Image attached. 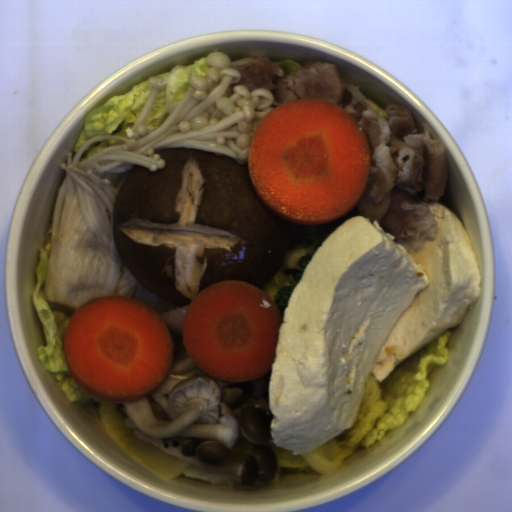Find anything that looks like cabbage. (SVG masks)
<instances>
[{"label": "cabbage", "mask_w": 512, "mask_h": 512, "mask_svg": "<svg viewBox=\"0 0 512 512\" xmlns=\"http://www.w3.org/2000/svg\"><path fill=\"white\" fill-rule=\"evenodd\" d=\"M152 87L148 79L133 84L127 94L113 95L103 105L89 111L83 120L73 148L74 159L86 141L95 135L127 137L126 129L133 128L148 100Z\"/></svg>", "instance_id": "31cb4dd1"}, {"label": "cabbage", "mask_w": 512, "mask_h": 512, "mask_svg": "<svg viewBox=\"0 0 512 512\" xmlns=\"http://www.w3.org/2000/svg\"><path fill=\"white\" fill-rule=\"evenodd\" d=\"M119 145H125V142H123L122 140H108V139H104L102 141H94V142H91L82 152V154L80 155L79 157V161L80 162H83L85 161L86 159L90 158L91 156H93L94 154L106 149V148H109V147H114V146H119Z\"/></svg>", "instance_id": "e044984a"}, {"label": "cabbage", "mask_w": 512, "mask_h": 512, "mask_svg": "<svg viewBox=\"0 0 512 512\" xmlns=\"http://www.w3.org/2000/svg\"><path fill=\"white\" fill-rule=\"evenodd\" d=\"M263 60H266L268 62H271L275 65H277L278 67L282 68L285 76L286 75H289L290 73L292 72H296L297 70H299L302 66L299 65L298 63L294 62L293 60L291 59H288V58H284L283 60L281 61H272L270 58L268 57H261Z\"/></svg>", "instance_id": "115b8fd1"}, {"label": "cabbage", "mask_w": 512, "mask_h": 512, "mask_svg": "<svg viewBox=\"0 0 512 512\" xmlns=\"http://www.w3.org/2000/svg\"><path fill=\"white\" fill-rule=\"evenodd\" d=\"M207 57L193 60L188 66L174 65L170 71L163 72L161 77L164 78L166 87L158 89V93L151 109V112L145 121L146 125L153 126V132L157 131L173 110L185 97L190 86V76H203L208 78L207 69L210 66Z\"/></svg>", "instance_id": "83cfc177"}, {"label": "cabbage", "mask_w": 512, "mask_h": 512, "mask_svg": "<svg viewBox=\"0 0 512 512\" xmlns=\"http://www.w3.org/2000/svg\"><path fill=\"white\" fill-rule=\"evenodd\" d=\"M363 101L365 103H367L371 108H373L376 111L377 115L382 116L385 119L389 118V115L386 113V110H384L381 107H379L377 104L372 102L370 99L364 97Z\"/></svg>", "instance_id": "d0b9bed7"}, {"label": "cabbage", "mask_w": 512, "mask_h": 512, "mask_svg": "<svg viewBox=\"0 0 512 512\" xmlns=\"http://www.w3.org/2000/svg\"><path fill=\"white\" fill-rule=\"evenodd\" d=\"M53 223L44 234L37 249L35 284L31 288V301L43 329L46 346L37 345L40 365L52 377L70 403L85 405L90 399L98 403L99 422L111 441L133 462L144 470L167 482H173L184 473L186 477L215 485H237L239 475L206 474L188 461L166 452L136 436L127 425L117 407L120 403H109L85 391L70 375L64 352V337L72 315L54 310L44 294L48 257L51 251Z\"/></svg>", "instance_id": "f4c42f77"}, {"label": "cabbage", "mask_w": 512, "mask_h": 512, "mask_svg": "<svg viewBox=\"0 0 512 512\" xmlns=\"http://www.w3.org/2000/svg\"><path fill=\"white\" fill-rule=\"evenodd\" d=\"M450 331L436 336L425 346L401 360L380 382L371 372L363 391L354 424L341 434L307 454L293 455L276 443L272 448L280 467L311 466L321 475H332L344 458L351 456L357 446H373L385 437L386 431L401 426L410 412L423 401L430 381L426 379L431 363L443 366L448 361L446 342Z\"/></svg>", "instance_id": "4295e07d"}]
</instances>
